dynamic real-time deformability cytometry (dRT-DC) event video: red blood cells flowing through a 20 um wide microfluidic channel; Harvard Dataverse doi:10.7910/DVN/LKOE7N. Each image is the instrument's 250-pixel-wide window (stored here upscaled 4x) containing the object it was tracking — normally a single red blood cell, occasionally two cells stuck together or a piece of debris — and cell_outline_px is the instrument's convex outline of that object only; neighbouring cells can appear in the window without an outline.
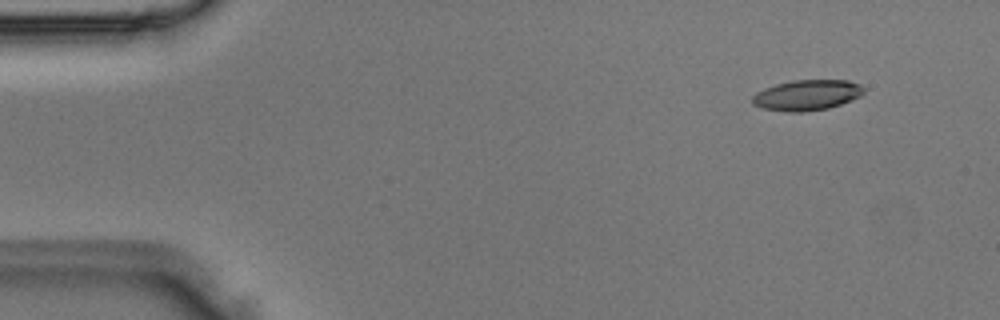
{"species": "Egyptian fruit bat (a non-hibernating species)", "species_latin": "Rousettus aegyptiacus", "temperature_condition": "room temperature", "stored_images_in_passage": 5, "camera_frame_rate_fps": 3000, "um_per_image_px": 0.085, "animal": {"sex": "male"}, "frame": {"image": 1, "passage_image": 1, "time_ms": 0.0, "image_size_px": [1000, 320], "cell_outline_px": [[864, 92], [860, 96], [852, 100], [828, 108], [804, 112], [784, 112], [764, 108], [752, 104], [752, 96], [756, 92], [764, 88], [776, 84], [792, 80], [848, 80], [860, 84], [864, 88]], "centroid_in_image_um": [68.58, 8.08], "position_along_channel_um": 16.4, "area_um2": 19.94}}